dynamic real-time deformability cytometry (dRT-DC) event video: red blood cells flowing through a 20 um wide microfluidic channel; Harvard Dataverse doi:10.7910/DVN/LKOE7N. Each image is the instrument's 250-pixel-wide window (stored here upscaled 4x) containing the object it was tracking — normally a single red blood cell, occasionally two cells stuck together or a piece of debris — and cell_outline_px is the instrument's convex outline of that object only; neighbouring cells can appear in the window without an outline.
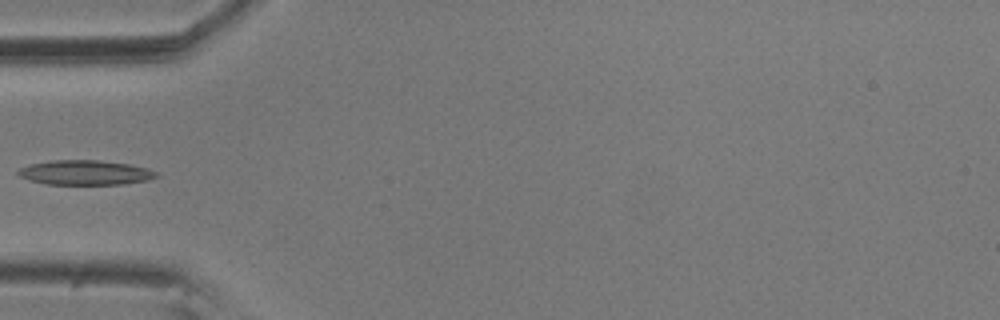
{"species": "common noctule bat (a hibernating species)", "species_latin": "Nyctalus noctula", "temperature_condition": "room temperature", "stored_images_in_passage": 4, "camera_frame_rate_fps": 3000, "um_per_image_px": 0.085, "animal": {"sex": "male", "body_mass_g": 20.5, "forearm_length_mm": 52.5}, "frame": {"image": 1, "passage_image": 4, "time_ms": 1.0, "image_size_px": [1000, 320], "cell_outline_px": [[160, 176], [148, 180], [124, 184], [48, 184], [32, 180], [20, 176], [16, 172], [20, 168], [28, 164], [52, 160], [100, 160], [128, 164], [148, 168], [156, 172]], "centroid_in_image_um": [7.27, 14.66], "position_along_channel_um": 77.7, "area_um2": 19.83}}